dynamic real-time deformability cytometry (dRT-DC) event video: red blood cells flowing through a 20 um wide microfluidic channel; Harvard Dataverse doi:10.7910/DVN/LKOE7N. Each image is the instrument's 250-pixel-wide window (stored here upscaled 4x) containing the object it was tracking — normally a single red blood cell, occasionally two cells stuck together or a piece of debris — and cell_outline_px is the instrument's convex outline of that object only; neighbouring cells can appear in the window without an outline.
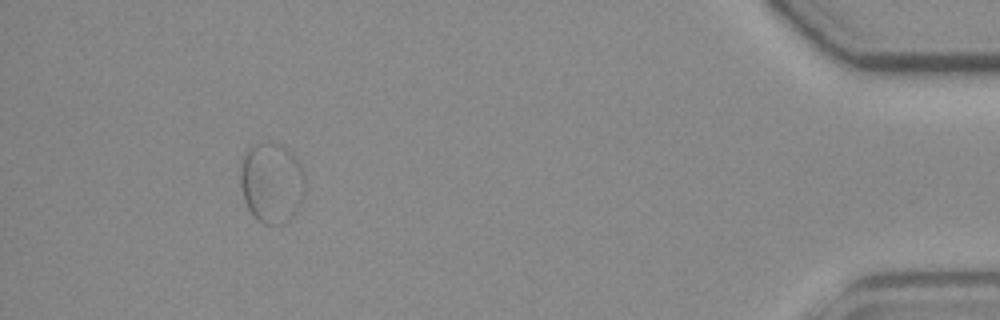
{"species": "common noctule bat (a hibernating species)", "species_latin": "Nyctalus noctula", "temperature_condition": "room temperature", "stored_images_in_passage": 53, "segment_of_instrument_passage": [2, 2], "camera_frame_rate_fps": 3000, "um_per_image_px": 0.085, "animal": {"sex": "female", "body_mass_g": 19.3, "forearm_length_mm": 54.1}, "frame": {"image": 1, "passage_image": 49, "time_ms": 16.0, "image_size_px": [1000, 320], "cell_outline_px": [[304, 192], [300, 204], [288, 220], [280, 224], [264, 224], [252, 216], [244, 200], [240, 184], [240, 164], [248, 148], [252, 144], [260, 140], [280, 144], [296, 160], [304, 172]], "centroid_in_image_um": [23.04, 15.51], "position_along_channel_um": 412.2, "area_um2": 30.35}}